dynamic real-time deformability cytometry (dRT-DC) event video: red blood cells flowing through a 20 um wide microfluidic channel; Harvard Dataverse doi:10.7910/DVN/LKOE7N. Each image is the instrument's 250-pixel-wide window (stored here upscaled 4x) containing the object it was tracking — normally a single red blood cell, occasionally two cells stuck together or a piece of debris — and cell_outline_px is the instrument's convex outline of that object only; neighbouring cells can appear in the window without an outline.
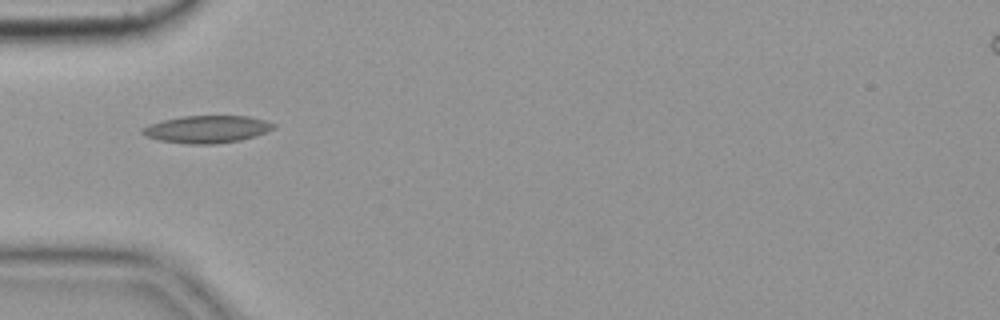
{"species": "common noctule bat (a hibernating species)", "species_latin": "Nyctalus noctula", "temperature_condition": "cold", "stored_images_in_passage": 9, "camera_frame_rate_fps": 3000, "um_per_image_px": 0.085, "animal": {"sex": "female", "body_mass_g": 19.9}, "frame": {"image": 1, "passage_image": 4, "time_ms": 1.0, "image_size_px": [1000, 320], "cell_outline_px": [[276, 128], [256, 136], [240, 140], [216, 144], [188, 144], [160, 140], [144, 136], [140, 132], [140, 128], [148, 124], [180, 116], [248, 116], [264, 120], [276, 124]], "centroid_in_image_um": [17.57, 10.98], "position_along_channel_um": 67.4, "area_um2": 21.1}}